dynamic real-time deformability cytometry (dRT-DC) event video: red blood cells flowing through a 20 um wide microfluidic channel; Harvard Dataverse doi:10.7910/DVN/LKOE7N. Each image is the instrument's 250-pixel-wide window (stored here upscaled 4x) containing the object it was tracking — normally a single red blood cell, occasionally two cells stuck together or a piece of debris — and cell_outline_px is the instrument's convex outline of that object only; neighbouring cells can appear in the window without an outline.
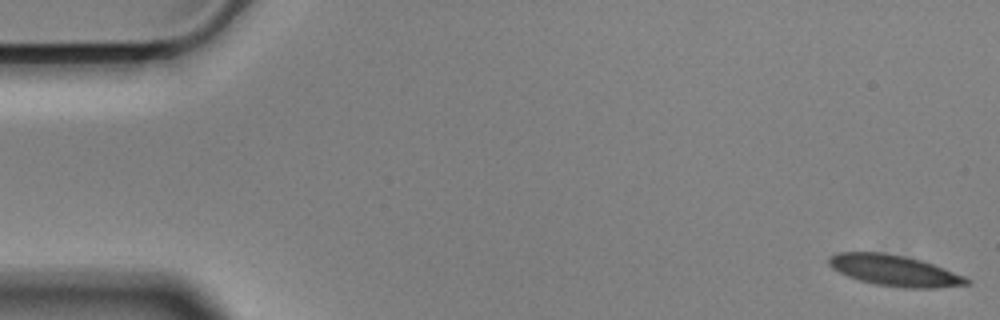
{"species": "Egyptian fruit bat (a non-hibernating species)", "species_latin": "Rousettus aegyptiacus", "temperature_condition": "cold", "stored_images_in_passage": 56, "camera_frame_rate_fps": 3000, "um_per_image_px": 0.085, "animal": {"sex": "male"}, "frame": {"image": 1, "passage_image": 1, "time_ms": 0.0, "image_size_px": [1000, 320], "cell_outline_px": [[972, 284], [936, 288], [904, 288], [876, 284], [860, 280], [848, 276], [832, 268], [828, 264], [828, 256], [836, 252], [880, 252], [904, 256], [920, 260], [944, 268], [964, 276], [972, 280]], "centroid_in_image_um": [76.04, 23.0], "position_along_channel_um": 9.0, "area_um2": 24.85}}
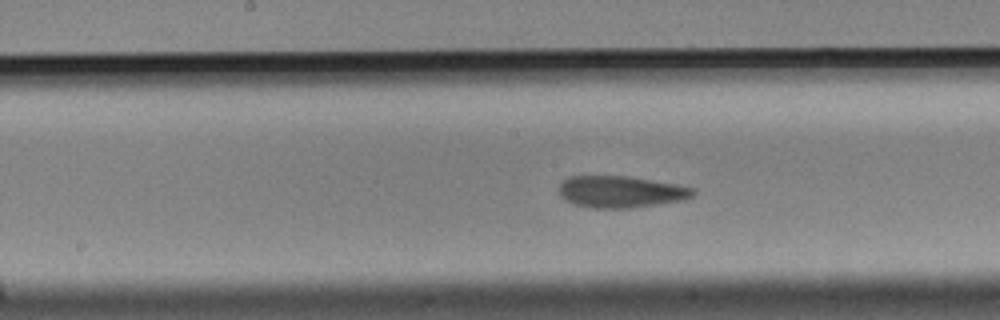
{"frame": {"image": 2, "passage_image": 28, "time_ms": 9.0, "image_size_px": [1000, 320], "cell_outline_px": [[696, 192], [692, 196], [684, 200], [628, 208], [592, 208], [576, 204], [560, 196], [560, 184], [564, 180], [572, 176], [628, 176], [676, 184], [692, 188]], "centroid_in_image_um": [52.78, 16.3], "position_along_channel_um": 195.4, "area_um2": 24.45}}
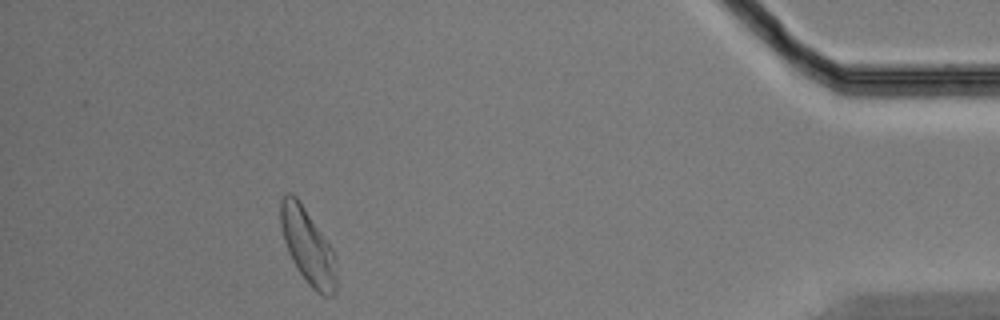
{"frame": {"image": 3, "passage_image": 51, "time_ms": 16.667, "image_size_px": [1000, 320], "cell_outline_px": [[336, 292], [332, 296], [324, 296], [316, 292], [312, 288], [296, 268], [288, 252], [284, 240], [280, 224], [280, 200], [288, 192], [292, 192], [296, 196], [332, 248], [336, 276]], "centroid_in_image_um": [26.14, 20.94], "position_along_channel_um": 409.1, "area_um2": 24.16}, "authors_computed_cell_mechanics": {"area_um2": 24.7962, "velocity_mm_per_s": 3.5206, "shape_relaxation_time_tau1_ms": 4.1454, "shape_relaxation_time_tau2_ms": 3.093, "deformation_change_tau1": 0.1586, "deformation_change_tau2": 0.1079}}